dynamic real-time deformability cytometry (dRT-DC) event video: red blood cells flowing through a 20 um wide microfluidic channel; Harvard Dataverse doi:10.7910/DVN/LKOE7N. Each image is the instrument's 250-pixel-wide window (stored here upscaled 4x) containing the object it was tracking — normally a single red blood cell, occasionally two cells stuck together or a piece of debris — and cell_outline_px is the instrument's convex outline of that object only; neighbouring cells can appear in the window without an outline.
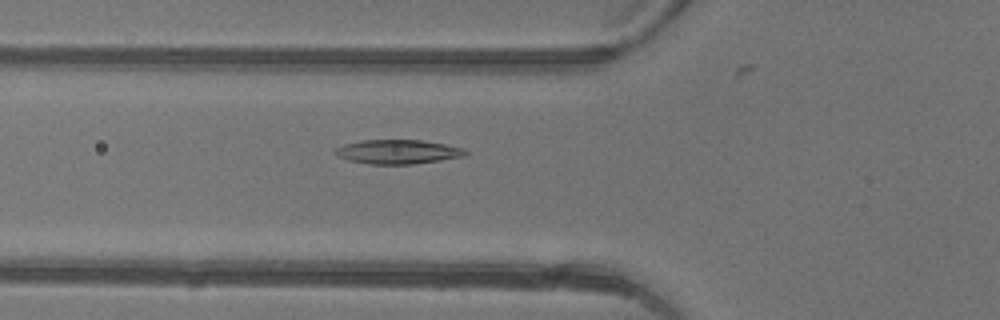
{"species": "common noctule bat (a hibernating species)", "species_latin": "Nyctalus noctula", "temperature_condition": "warm", "stored_images_in_passage": 38, "camera_frame_rate_fps": 3000, "um_per_image_px": 0.085, "animal": {"sex": "female"}, "frame": {"image": 1, "passage_image": 12, "time_ms": 3.667, "image_size_px": [1000, 320], "cell_outline_px": [[468, 152], [464, 156], [440, 160], [412, 164], [368, 164], [348, 160], [332, 152], [336, 148], [344, 144], [360, 140], [420, 140], [444, 144], [464, 148]], "centroid_in_image_um": [33.79, 12.9], "position_along_channel_um": 92.0, "area_um2": 18.26}}
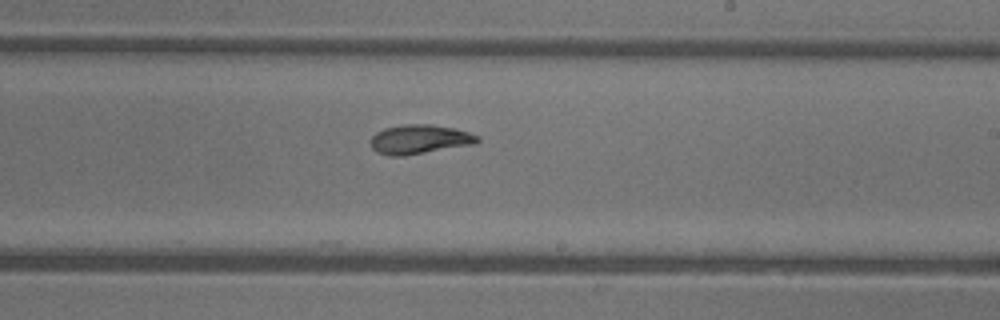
{"frame": {"image": 2, "passage_image": 23, "time_ms": 7.333, "image_size_px": [1000, 320], "cell_outline_px": [[480, 140], [476, 144], [404, 156], [388, 156], [376, 152], [372, 148], [372, 136], [376, 132], [384, 128], [404, 124], [432, 124], [456, 128], [480, 136]], "centroid_in_image_um": [35.69, 11.84], "position_along_channel_um": 253.3, "area_um2": 18.44}}
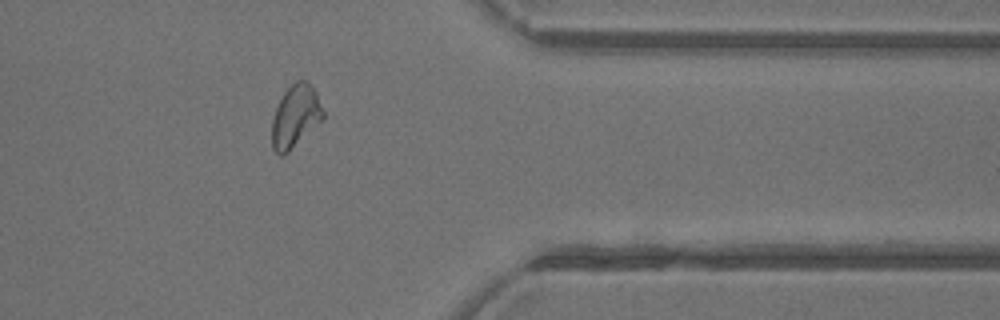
{"frame": {"image": 3, "passage_image": 33, "time_ms": 10.667, "image_size_px": [1000, 320], "cell_outline_px": [[324, 120], [284, 156], [280, 156], [272, 148], [272, 120], [276, 108], [284, 92], [296, 80], [308, 80], [316, 92], [324, 112]], "centroid_in_image_um": [25.13, 9.9], "position_along_channel_um": 386.3, "area_um2": 18.84}, "authors_computed_cell_mechanics": {"area_um2": 18.0625, "velocity_mm_per_s": 4.3941, "shape_relaxation_time_tau1_ms": 5.2875, "shape_relaxation_time_tau2_ms": 3.6432, "deformation_change_tau1": 0.1799, "deformation_change_tau2": 0.0826}}